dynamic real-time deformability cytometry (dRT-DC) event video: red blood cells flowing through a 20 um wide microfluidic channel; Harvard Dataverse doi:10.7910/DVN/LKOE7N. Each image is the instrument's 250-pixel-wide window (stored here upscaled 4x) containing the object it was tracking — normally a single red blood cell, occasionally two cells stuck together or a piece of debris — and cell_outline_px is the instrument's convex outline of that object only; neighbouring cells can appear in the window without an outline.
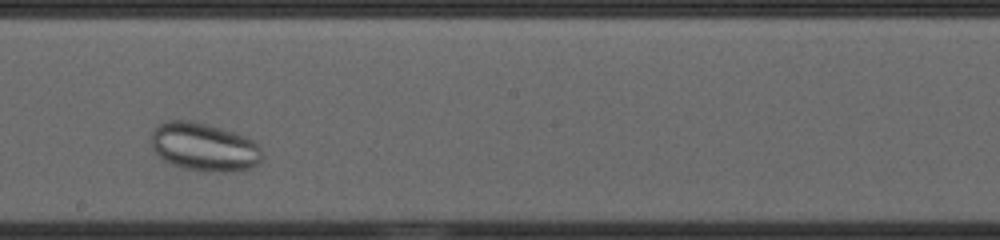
{"species": "common noctule bat (a hibernating species)", "species_latin": "Nyctalus noctula", "temperature_condition": "cold", "stored_images_in_passage": 28, "camera_frame_rate_fps": 3000, "um_per_image_px": 0.085, "animal": {"sex": "female", "body_mass_g": 23.0, "forearm_length_mm": 53.4}, "frame": {"image": 1, "passage_image": 16, "time_ms": 5.0, "image_size_px": [1000, 240], "cell_outline_px": [[264, 156], [252, 168], [224, 172], [184, 168], [172, 164], [164, 160], [152, 148], [152, 132], [164, 120], [188, 120], [236, 132], [252, 140], [260, 148]], "centroid_in_image_um": [17.36, 12.48], "position_along_channel_um": 230.8, "area_um2": 30.81}}